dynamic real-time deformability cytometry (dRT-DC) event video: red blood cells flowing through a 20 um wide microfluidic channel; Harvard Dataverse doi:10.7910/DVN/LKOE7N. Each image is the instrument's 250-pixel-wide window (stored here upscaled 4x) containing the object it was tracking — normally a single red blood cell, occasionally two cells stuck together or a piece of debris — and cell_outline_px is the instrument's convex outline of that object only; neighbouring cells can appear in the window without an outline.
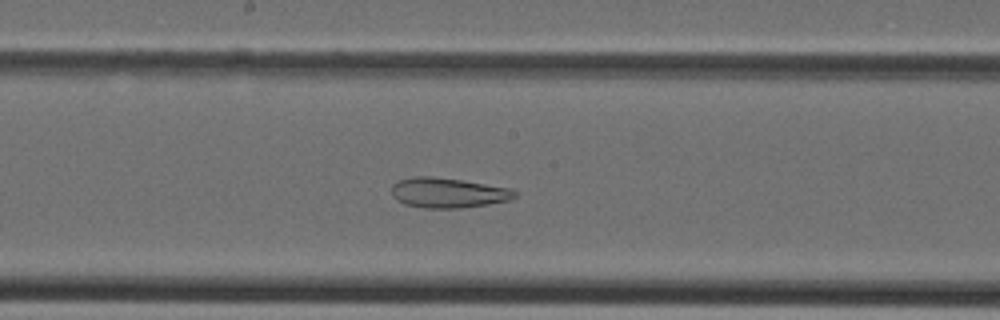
{"species": "Egyptian fruit bat (a non-hibernating species)", "species_latin": "Rousettus aegyptiacus", "temperature_condition": "cold", "stored_images_in_passage": 39, "camera_frame_rate_fps": 3000, "um_per_image_px": 0.085, "animal": {"sex": "female"}, "frame": {"image": 1, "passage_image": 20, "time_ms": 6.333, "image_size_px": [1000, 320], "cell_outline_px": [[516, 196], [508, 200], [488, 204], [460, 208], [424, 208], [404, 204], [396, 200], [392, 196], [392, 184], [400, 180], [416, 176], [432, 176], [460, 180], [512, 188], [516, 192]], "centroid_in_image_um": [38.06, 16.39], "position_along_channel_um": 210.1, "area_um2": 21.5}}
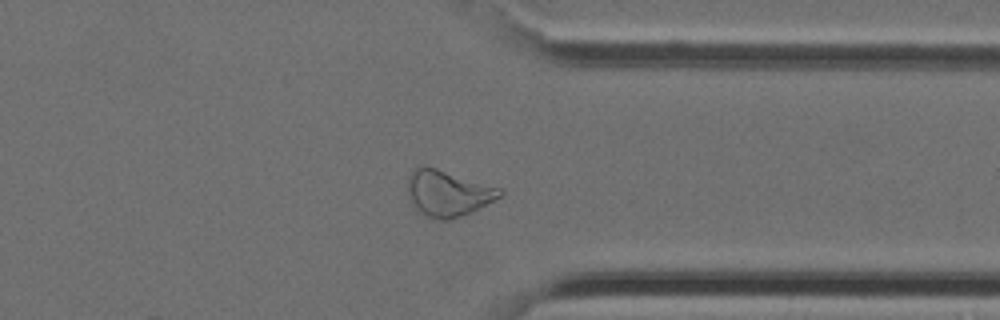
{"frame": {"image": 2, "passage_image": 30, "time_ms": 9.667, "image_size_px": [1000, 320], "cell_outline_px": [[504, 192], [500, 196], [472, 212], [448, 220], [440, 220], [424, 216], [408, 200], [408, 176], [416, 164], [424, 164], [504, 188]], "centroid_in_image_um": [38.04, 16.39], "position_along_channel_um": 373.4, "area_um2": 25.26}}
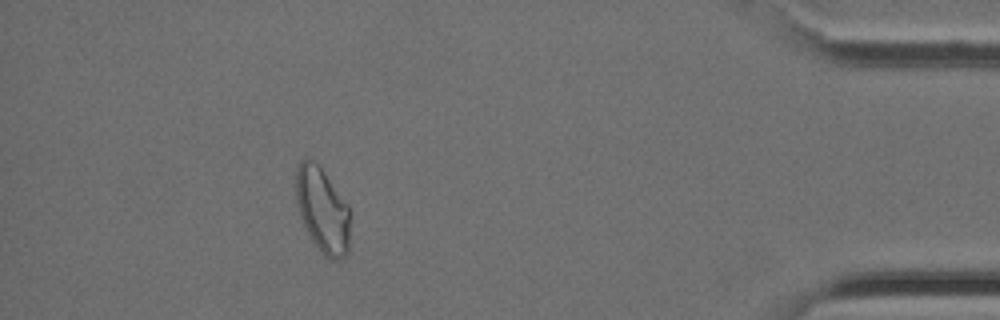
{"frame": {"image": 3, "passage_image": 35, "time_ms": 11.333, "image_size_px": [1000, 320], "cell_outline_px": [[348, 252], [340, 260], [328, 260], [324, 256], [312, 240], [300, 216], [296, 200], [296, 168], [300, 160], [304, 156], [312, 160], [324, 172], [348, 204]], "centroid_in_image_um": [27.38, 17.85], "position_along_channel_um": 407.8, "area_um2": 26.65}}